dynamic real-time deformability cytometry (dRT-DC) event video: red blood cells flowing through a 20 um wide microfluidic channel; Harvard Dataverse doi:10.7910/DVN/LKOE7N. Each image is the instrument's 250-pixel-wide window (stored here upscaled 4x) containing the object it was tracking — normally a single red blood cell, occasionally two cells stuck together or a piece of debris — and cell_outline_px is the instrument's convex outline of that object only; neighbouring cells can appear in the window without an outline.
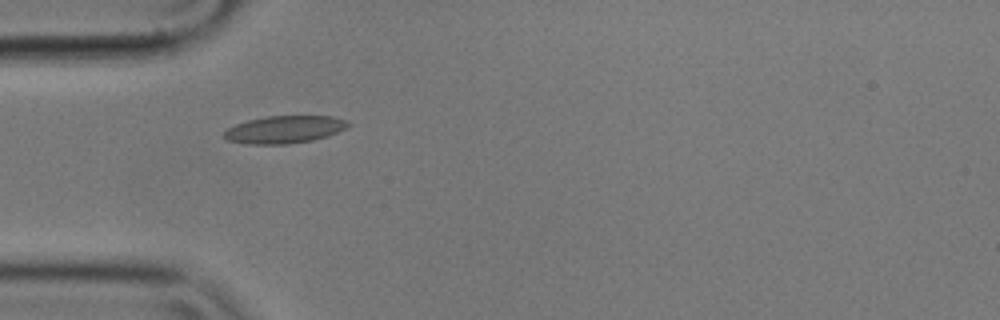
{"species": "common noctule bat (a hibernating species)", "species_latin": "Nyctalus noctula", "temperature_condition": "cold", "stored_images_in_passage": 34, "camera_frame_rate_fps": 3000, "um_per_image_px": 0.085, "animal": {"sex": "male", "body_mass_g": 17.9}, "frame": {"image": 1, "passage_image": 1, "time_ms": 0.0, "image_size_px": [1000, 320], "cell_outline_px": [[352, 124], [328, 136], [312, 140], [288, 144], [248, 144], [228, 140], [224, 136], [224, 132], [228, 128], [236, 124], [248, 120], [268, 116], [332, 116], [348, 120]], "centroid_in_image_um": [24.2, 11.0], "position_along_channel_um": 60.8, "area_um2": 19.77}}
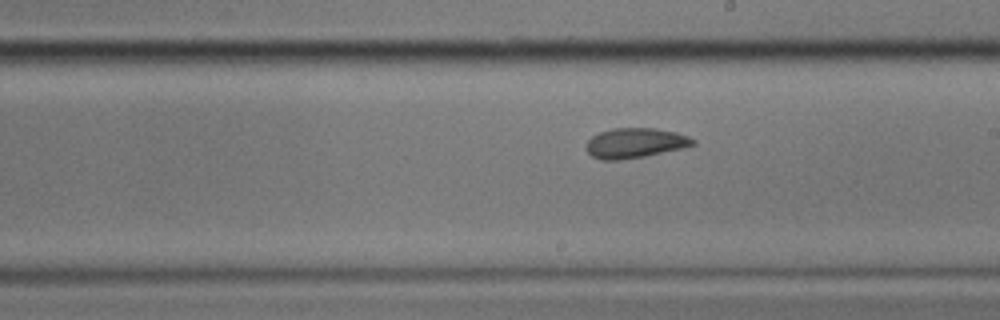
{"frame": {"image": 2, "passage_image": 16, "time_ms": 5.0, "image_size_px": [1000, 320], "cell_outline_px": [[696, 144], [680, 148], [644, 156], [620, 160], [600, 160], [592, 156], [588, 152], [588, 140], [592, 136], [600, 132], [612, 128], [656, 128], [676, 132], [688, 136], [696, 140]], "centroid_in_image_um": [53.99, 12.15], "position_along_channel_um": 235.0, "area_um2": 18.44}}
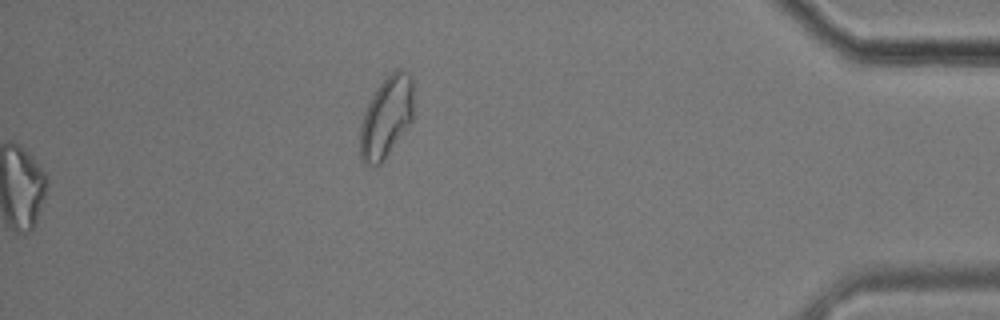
{"frame": {"image": 3, "passage_image": 34, "time_ms": 11.0, "image_size_px": [1000, 320], "cell_outline_px": [[412, 120], [408, 128], [380, 164], [368, 164], [360, 160], [360, 124], [364, 112], [372, 96], [380, 84], [396, 68], [400, 68], [408, 72], [412, 76]], "centroid_in_image_um": [32.84, 9.95], "position_along_channel_um": 402.4, "area_um2": 25.14}, "authors_computed_cell_mechanics": {"area_um2": 18.5827, "velocity_mm_per_s": 3.5129, "shape_relaxation_time_tau1_ms": 4.402, "shape_relaxation_time_tau2_ms": 1.5494, "deformation_change_tau1": 0.1317, "deformation_change_tau2": 0.0642}}